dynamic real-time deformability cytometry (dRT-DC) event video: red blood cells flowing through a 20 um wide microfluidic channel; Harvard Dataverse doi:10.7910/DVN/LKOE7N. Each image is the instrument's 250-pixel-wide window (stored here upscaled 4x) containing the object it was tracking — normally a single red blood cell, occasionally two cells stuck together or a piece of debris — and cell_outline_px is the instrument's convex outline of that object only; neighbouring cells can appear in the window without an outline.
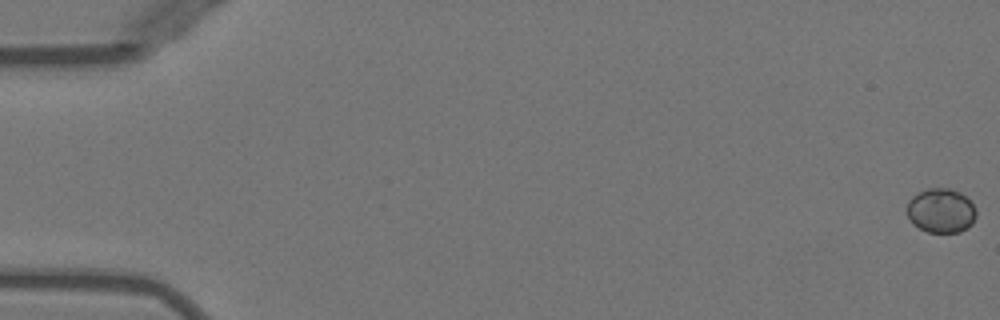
{"species": "Egyptian fruit bat (a non-hibernating species)", "species_latin": "Rousettus aegyptiacus", "temperature_condition": "warm", "stored_images_in_passage": 52, "camera_frame_rate_fps": 3000, "um_per_image_px": 0.085, "animal": {"sex": "female"}, "frame": {"image": 1, "passage_image": 1, "time_ms": 0.0, "image_size_px": [1000, 320], "cell_outline_px": [[976, 216], [972, 224], [968, 228], [960, 232], [928, 232], [912, 224], [908, 216], [908, 200], [912, 196], [928, 188], [948, 188], [960, 192], [976, 208]], "centroid_in_image_um": [79.99, 17.91], "position_along_channel_um": 5.0, "area_um2": 17.86}}
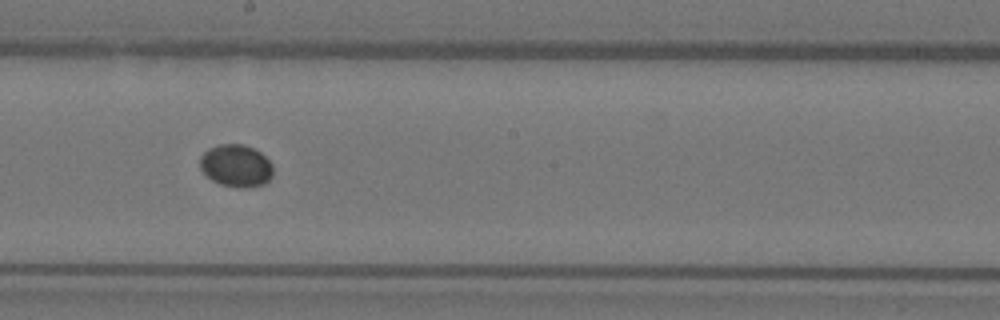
{"frame": {"image": 2, "passage_image": 30, "time_ms": 9.667, "image_size_px": [1000, 320], "cell_outline_px": [[272, 176], [264, 184], [248, 188], [236, 188], [220, 184], [212, 180], [200, 168], [200, 156], [208, 148], [220, 144], [244, 144], [260, 152], [272, 164]], "centroid_in_image_um": [20.06, 14.09], "position_along_channel_um": 228.1, "area_um2": 18.09}}
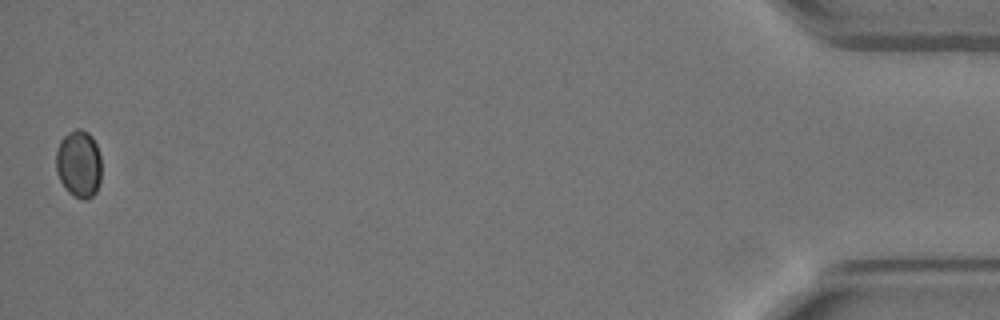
{"frame": {"image": 3, "passage_image": 52, "time_ms": 17.0, "image_size_px": [1000, 320], "cell_outline_px": [[100, 180], [96, 192], [88, 200], [84, 200], [72, 196], [64, 188], [56, 172], [56, 152], [60, 140], [68, 132], [76, 128], [80, 128], [88, 132], [92, 136], [96, 144], [100, 156]], "centroid_in_image_um": [6.68, 13.93], "position_along_channel_um": 428.5, "area_um2": 18.09}}